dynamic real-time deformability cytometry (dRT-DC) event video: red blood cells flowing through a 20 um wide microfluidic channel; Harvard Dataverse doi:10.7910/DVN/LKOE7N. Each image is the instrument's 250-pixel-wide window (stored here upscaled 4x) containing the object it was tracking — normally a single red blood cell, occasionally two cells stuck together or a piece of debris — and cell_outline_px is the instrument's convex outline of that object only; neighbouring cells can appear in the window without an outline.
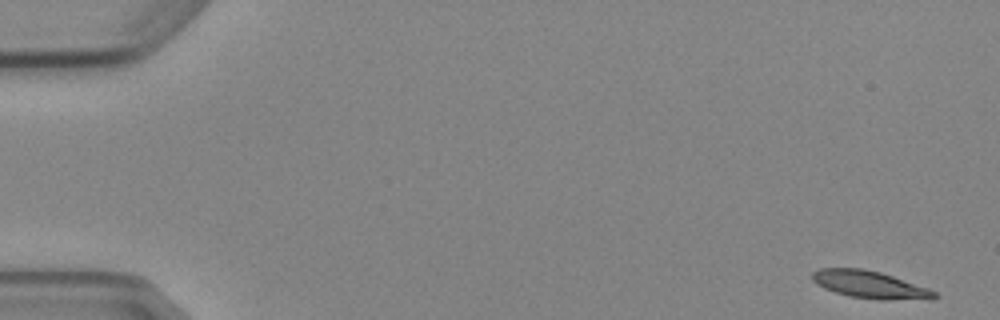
{"species": "Egyptian fruit bat (a non-hibernating species)", "species_latin": "Rousettus aegyptiacus", "temperature_condition": "cold", "stored_images_in_passage": 6, "camera_frame_rate_fps": 3000, "um_per_image_px": 0.085, "animal": {"sex": "female"}, "frame": {"image": 1, "passage_image": 1, "time_ms": 0.0, "image_size_px": [1000, 320], "cell_outline_px": [[940, 296], [932, 300], [880, 300], [848, 296], [824, 288], [816, 284], [812, 280], [812, 272], [820, 268], [864, 268], [880, 272], [928, 288], [936, 292]], "centroid_in_image_um": [73.98, 24.21], "position_along_channel_um": 11.0, "area_um2": 19.77}}
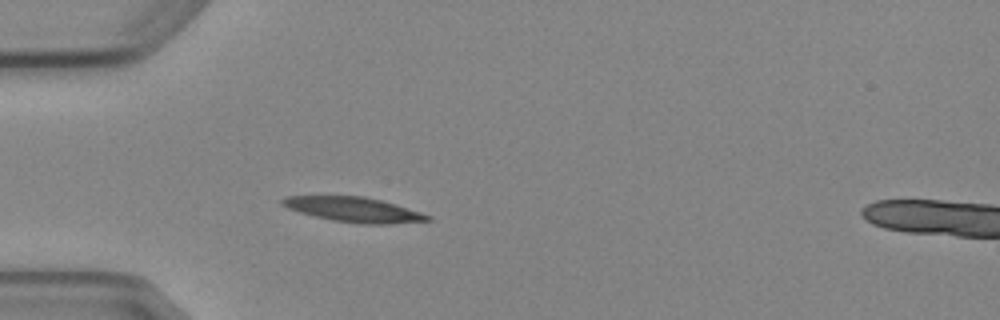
{"frame": {"image": 2, "passage_image": 5, "time_ms": 4.667, "image_size_px": [1000, 320], "cell_outline_px": [[432, 220], [388, 224], [360, 224], [332, 220], [300, 212], [288, 208], [280, 204], [280, 200], [288, 196], [364, 196], [396, 204], [432, 216]], "centroid_in_image_um": [30.09, 17.81], "position_along_channel_um": 54.9, "area_um2": 20.92}}